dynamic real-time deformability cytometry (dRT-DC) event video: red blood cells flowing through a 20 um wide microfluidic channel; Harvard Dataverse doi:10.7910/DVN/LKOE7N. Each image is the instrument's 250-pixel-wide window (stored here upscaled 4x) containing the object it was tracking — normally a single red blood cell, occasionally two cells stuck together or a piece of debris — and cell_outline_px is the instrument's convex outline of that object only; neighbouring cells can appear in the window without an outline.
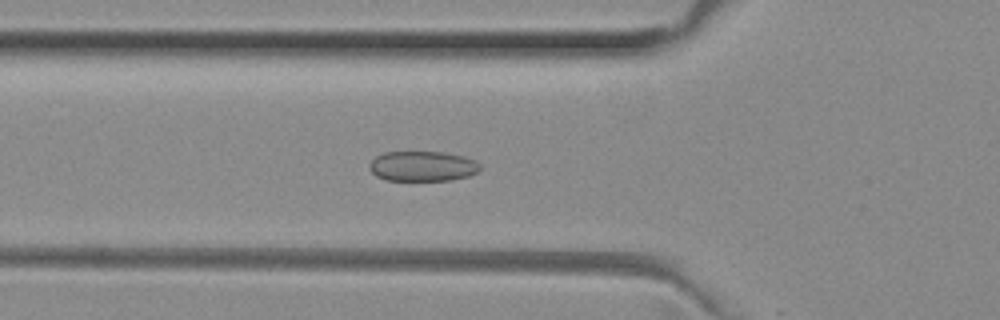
{"species": "common noctule bat (a hibernating species)", "species_latin": "Nyctalus noctula", "temperature_condition": "room temperature", "stored_images_in_passage": 19, "camera_frame_rate_fps": 3000, "um_per_image_px": 0.085, "animal": {"sex": "female", "body_mass_g": 29.2, "forearm_length_mm": 56.3}, "frame": {"image": 1, "passage_image": 18, "time_ms": 5.667, "image_size_px": [1000, 320], "cell_outline_px": [[480, 168], [476, 172], [468, 176], [452, 180], [388, 180], [376, 176], [368, 168], [368, 164], [376, 156], [384, 152], [444, 152], [464, 156], [476, 160], [480, 164]], "centroid_in_image_um": [35.91, 14.12], "position_along_channel_um": 89.9, "area_um2": 19.48}}